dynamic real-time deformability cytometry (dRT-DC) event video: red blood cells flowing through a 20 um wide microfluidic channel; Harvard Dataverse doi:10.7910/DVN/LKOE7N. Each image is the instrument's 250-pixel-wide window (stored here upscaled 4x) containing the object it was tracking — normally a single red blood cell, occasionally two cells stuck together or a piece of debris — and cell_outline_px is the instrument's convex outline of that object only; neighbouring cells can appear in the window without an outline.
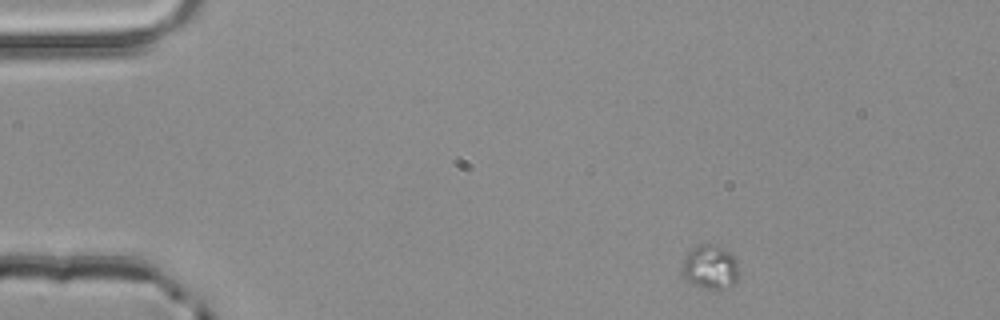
{"species": "common noctule bat (a hibernating species)", "species_latin": "Nyctalus noctula", "temperature_condition": "room temperature", "stored_images_in_passage": 3, "camera_frame_rate_fps": 3000, "um_per_image_px": 0.085, "animal": {"sex": "male", "body_mass_g": 20.4}, "frame": {"image": 1, "passage_image": 1, "time_ms": 0.0, "image_size_px": [1000, 320], "cell_outline_px": [[740, 276], [732, 284], [720, 292], [700, 288], [684, 280], [680, 276], [680, 268], [684, 256], [692, 248], [700, 244], [716, 244], [724, 248], [736, 260]], "centroid_in_image_um": [60.31, 22.75], "position_along_channel_um": 24.7, "area_um2": 15.37}}